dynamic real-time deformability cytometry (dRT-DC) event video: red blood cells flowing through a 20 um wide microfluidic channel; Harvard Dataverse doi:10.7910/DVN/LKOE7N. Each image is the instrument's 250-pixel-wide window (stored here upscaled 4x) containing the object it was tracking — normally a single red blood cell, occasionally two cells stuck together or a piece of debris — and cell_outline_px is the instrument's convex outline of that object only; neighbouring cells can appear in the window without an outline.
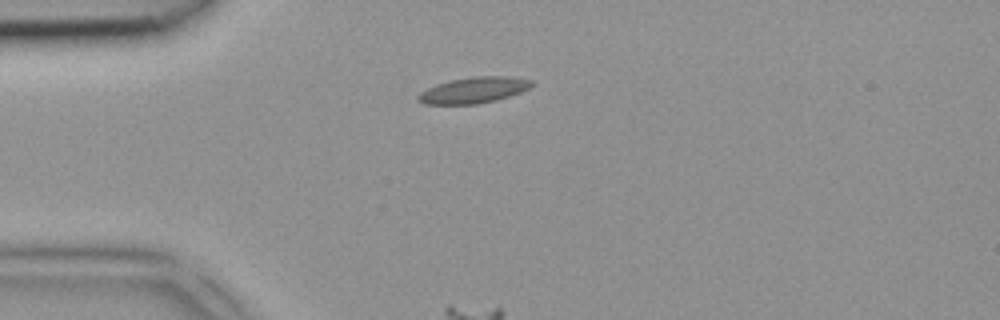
{"species": "common noctule bat (a hibernating species)", "species_latin": "Nyctalus noctula", "temperature_condition": "room temperature", "stored_images_in_passage": 3, "camera_frame_rate_fps": 3000, "um_per_image_px": 0.085, "animal": {"sex": "female", "body_mass_g": 18.4}, "frame": {"image": 1, "passage_image": 2, "time_ms": 0.333, "image_size_px": [1000, 320], "cell_outline_px": [[532, 84], [528, 88], [520, 92], [496, 100], [476, 104], [424, 104], [416, 100], [416, 96], [420, 92], [436, 84], [452, 80], [476, 76], [508, 76], [532, 80]], "centroid_in_image_um": [40.22, 7.66], "position_along_channel_um": 44.8, "area_um2": 17.05}}